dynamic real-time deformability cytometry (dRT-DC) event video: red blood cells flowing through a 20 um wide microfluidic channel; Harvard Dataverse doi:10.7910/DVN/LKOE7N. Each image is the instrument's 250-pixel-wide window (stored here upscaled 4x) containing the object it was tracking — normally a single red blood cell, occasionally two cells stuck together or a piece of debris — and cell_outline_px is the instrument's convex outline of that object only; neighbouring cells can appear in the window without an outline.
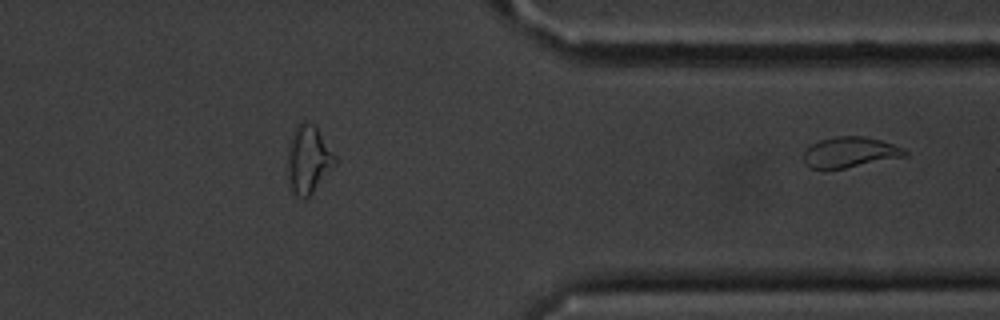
{"species": "common noctule bat (a hibernating species)", "species_latin": "Nyctalus noctula", "temperature_condition": "cold", "stored_images_in_passage": 39, "segment_of_instrument_passage": [2, 2], "camera_frame_rate_fps": 3000, "um_per_image_px": 0.085, "animal": {"sex": "male", "body_mass_g": 20.1, "forearm_length_mm": 53.5}, "frame": {"image": 1, "passage_image": 39, "time_ms": 12.667, "image_size_px": [1000, 320], "cell_outline_px": [[908, 156], [844, 168], [808, 168], [804, 160], [804, 148], [820, 140], [836, 136], [864, 136], [880, 140], [904, 148], [908, 152]], "centroid_in_image_um": [72.25, 12.93], "position_along_channel_um": 339.1, "area_um2": 17.98}}